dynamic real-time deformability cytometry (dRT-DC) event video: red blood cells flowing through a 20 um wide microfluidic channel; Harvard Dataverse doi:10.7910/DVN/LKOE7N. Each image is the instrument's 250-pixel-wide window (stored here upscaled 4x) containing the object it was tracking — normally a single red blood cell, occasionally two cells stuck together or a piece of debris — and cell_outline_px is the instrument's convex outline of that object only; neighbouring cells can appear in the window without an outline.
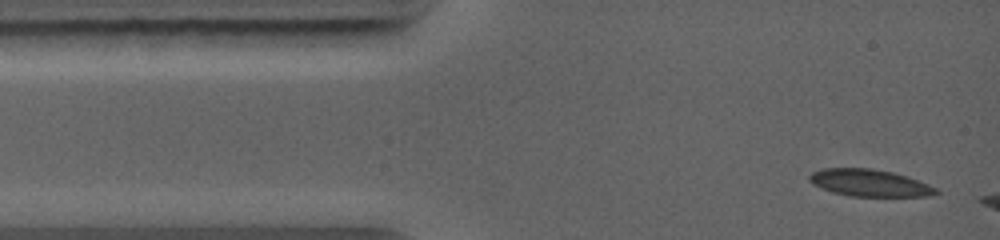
{"species": "common noctule bat (a hibernating species)", "species_latin": "Nyctalus noctula", "temperature_condition": "warm", "stored_images_in_passage": 45, "camera_frame_rate_fps": 5000, "um_per_image_px": 0.085, "animal": {"sex": "female", "body_mass_g": 19.0, "forearm_length_mm": 56.7}, "frame": {"image": 1, "passage_image": 1, "time_ms": 0.0, "image_size_px": [1000, 240], "cell_outline_px": [[940, 192], [928, 196], [848, 196], [832, 192], [812, 184], [808, 180], [808, 176], [812, 172], [824, 168], [872, 168], [892, 172], [908, 176], [928, 184], [936, 188]], "centroid_in_image_um": [73.89, 15.54], "position_along_channel_um": 11.1, "area_um2": 20.0}}
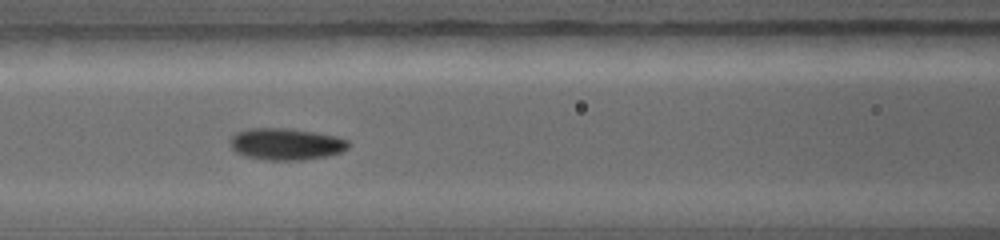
{"frame": {"image": 2, "passage_image": 17, "time_ms": 4.0, "image_size_px": [1000, 240], "cell_outline_px": [[352, 144], [348, 148], [340, 152], [328, 156], [304, 160], [264, 160], [244, 156], [236, 152], [232, 148], [232, 136], [236, 132], [248, 128], [288, 128], [316, 132], [336, 136], [348, 140]], "centroid_in_image_um": [24.35, 12.25], "position_along_channel_um": 142.3, "area_um2": 22.08}}
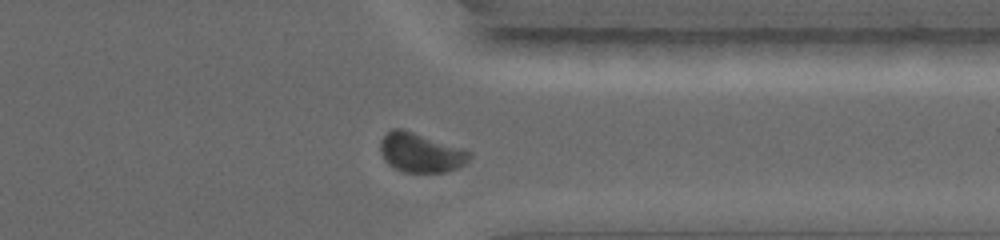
{"frame": {"image": 3, "passage_image": 38, "time_ms": 9.0, "image_size_px": [1000, 240], "cell_outline_px": [[472, 156], [464, 164], [456, 168], [444, 172], [404, 172], [388, 164], [384, 160], [380, 152], [380, 140], [392, 128], [404, 128], [464, 148], [472, 152]], "centroid_in_image_um": [35.76, 12.95], "position_along_channel_um": 375.6, "area_um2": 20.69}}